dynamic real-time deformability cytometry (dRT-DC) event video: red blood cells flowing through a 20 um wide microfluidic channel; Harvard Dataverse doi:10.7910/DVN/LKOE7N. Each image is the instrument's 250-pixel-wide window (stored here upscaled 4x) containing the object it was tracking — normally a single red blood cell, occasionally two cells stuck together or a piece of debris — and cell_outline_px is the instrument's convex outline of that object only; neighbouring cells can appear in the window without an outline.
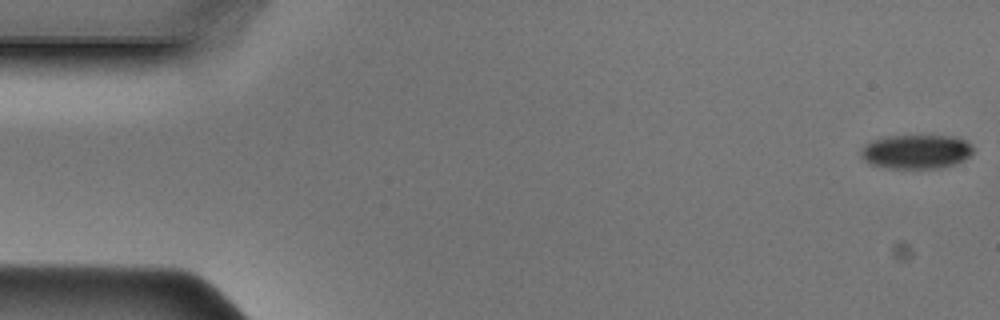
{"species": "Egyptian fruit bat (a non-hibernating species)", "species_latin": "Rousettus aegyptiacus", "temperature_condition": "cold", "stored_images_in_passage": 48, "camera_frame_rate_fps": 3000, "um_per_image_px": 0.085, "animal": {"sex": "male"}, "frame": {"image": 1, "passage_image": 1, "time_ms": 0.0, "image_size_px": [1000, 320], "cell_outline_px": [[972, 152], [964, 160], [956, 164], [940, 168], [888, 168], [868, 164], [860, 156], [860, 152], [872, 140], [888, 136], [952, 136], [964, 140], [972, 148]], "centroid_in_image_um": [77.85, 12.9], "position_along_channel_um": 7.1, "area_um2": 22.14}}
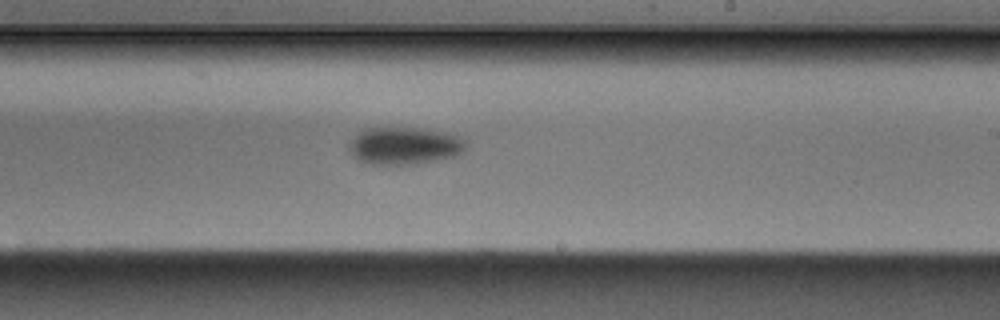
{"frame": {"image": 2, "passage_image": 28, "time_ms": 9.0, "image_size_px": [1000, 320], "cell_outline_px": [[468, 144], [464, 152], [456, 156], [416, 164], [368, 164], [352, 156], [348, 148], [348, 144], [364, 128], [416, 128], [444, 132], [460, 136]], "centroid_in_image_um": [34.4, 12.4], "position_along_channel_um": 254.6, "area_um2": 25.49}}
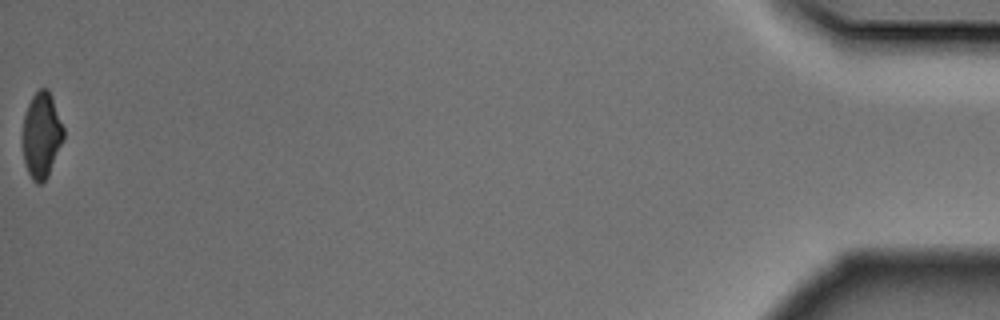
{"frame": {"image": 3, "passage_image": 48, "time_ms": 15.667, "image_size_px": [1000, 320], "cell_outline_px": [[64, 140], [48, 176], [40, 184], [36, 184], [32, 180], [24, 164], [24, 116], [28, 104], [32, 96], [40, 88], [48, 88], [52, 96], [64, 128]], "centroid_in_image_um": [3.56, 11.49], "position_along_channel_um": 431.6, "area_um2": 20.35}}